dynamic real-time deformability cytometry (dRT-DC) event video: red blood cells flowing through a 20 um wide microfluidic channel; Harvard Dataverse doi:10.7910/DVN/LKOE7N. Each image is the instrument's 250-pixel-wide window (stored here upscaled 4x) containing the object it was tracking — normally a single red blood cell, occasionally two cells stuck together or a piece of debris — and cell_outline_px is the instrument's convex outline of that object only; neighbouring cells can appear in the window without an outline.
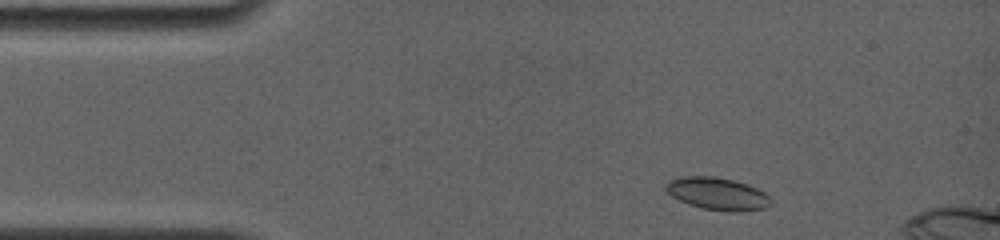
{"species": "common noctule bat (a hibernating species)", "species_latin": "Nyctalus noctula", "temperature_condition": "room temperature", "stored_images_in_passage": 22, "camera_frame_rate_fps": 4000, "um_per_image_px": 0.085, "animal": {"sex": "female", "body_mass_g": 19.0, "forearm_length_mm": 56.7}, "frame": {"image": 1, "passage_image": 2, "time_ms": 0.5, "image_size_px": [1000, 240], "cell_outline_px": [[772, 196], [768, 208], [740, 212], [732, 212], [700, 208], [688, 204], [672, 196], [664, 188], [668, 180], [680, 176], [716, 176], [732, 180], [756, 188]], "centroid_in_image_um": [60.99, 16.47], "position_along_channel_um": 24.0, "area_um2": 20.0}}
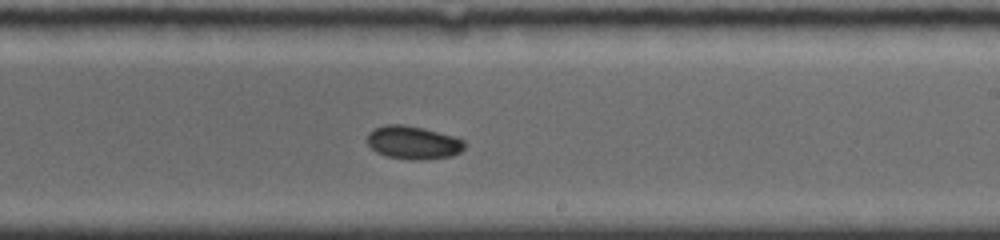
{"frame": {"image": 2, "passage_image": 13, "time_ms": 8.0, "image_size_px": [1000, 240], "cell_outline_px": [[464, 148], [460, 152], [452, 156], [424, 160], [412, 160], [388, 156], [376, 152], [368, 144], [368, 132], [372, 128], [384, 124], [404, 124], [424, 128], [452, 136], [464, 140]], "centroid_in_image_um": [35.1, 12.11], "position_along_channel_um": 253.9, "area_um2": 18.9}}
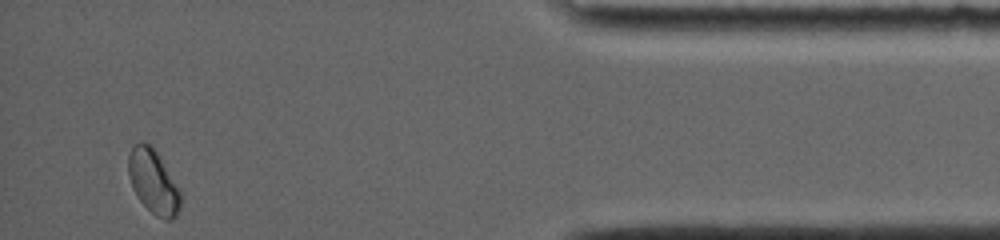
{"frame": {"image": 3, "passage_image": 22, "time_ms": 13.5, "image_size_px": [1000, 240], "cell_outline_px": [[180, 208], [176, 216], [172, 220], [164, 220], [156, 216], [136, 196], [132, 188], [128, 176], [128, 156], [132, 144], [140, 140], [144, 140], [152, 144], [160, 156], [180, 188]], "centroid_in_image_um": [13.02, 15.39], "position_along_channel_um": 422.2, "area_um2": 20.0}, "authors_computed_cell_mechanics": {"area_um2": 18.9873, "velocity_mm_per_s": 3.8366, "shape_relaxation_time_tau1_ms": 4.399, "shape_relaxation_time_tau2_ms": 4.4682, "deformation_change_tau1": 0.0782, "deformation_change_tau2": 0.0326}}